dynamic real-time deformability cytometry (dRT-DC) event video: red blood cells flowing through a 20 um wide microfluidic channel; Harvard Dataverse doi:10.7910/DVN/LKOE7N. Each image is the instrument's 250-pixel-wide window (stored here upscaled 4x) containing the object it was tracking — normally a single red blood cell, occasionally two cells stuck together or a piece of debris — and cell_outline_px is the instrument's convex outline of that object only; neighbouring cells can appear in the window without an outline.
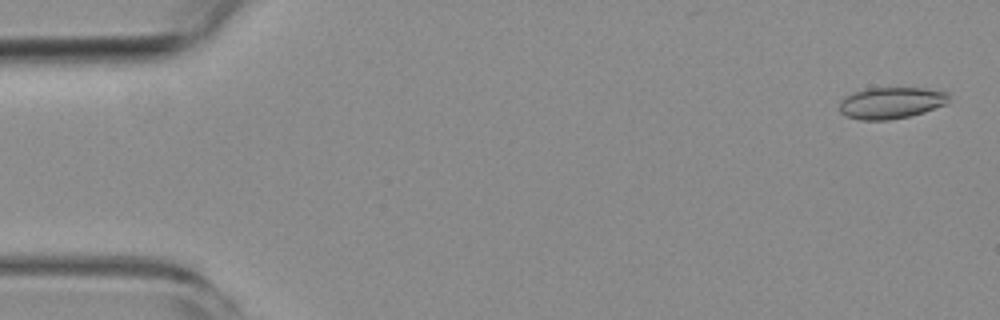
{"species": "common noctule bat (a hibernating species)", "species_latin": "Nyctalus noctula", "temperature_condition": "room temperature", "stored_images_in_passage": 3, "camera_frame_rate_fps": 3000, "um_per_image_px": 0.085, "animal": {"sex": "female", "body_mass_g": 19.3, "forearm_length_mm": 54.1}, "frame": {"image": 1, "passage_image": 1, "time_ms": 0.0, "image_size_px": [1000, 320], "cell_outline_px": [[948, 104], [912, 116], [888, 120], [860, 120], [844, 116], [840, 112], [840, 100], [844, 96], [852, 92], [868, 88], [924, 88], [948, 92]], "centroid_in_image_um": [75.73, 8.75], "position_along_channel_um": 9.3, "area_um2": 20.4}}